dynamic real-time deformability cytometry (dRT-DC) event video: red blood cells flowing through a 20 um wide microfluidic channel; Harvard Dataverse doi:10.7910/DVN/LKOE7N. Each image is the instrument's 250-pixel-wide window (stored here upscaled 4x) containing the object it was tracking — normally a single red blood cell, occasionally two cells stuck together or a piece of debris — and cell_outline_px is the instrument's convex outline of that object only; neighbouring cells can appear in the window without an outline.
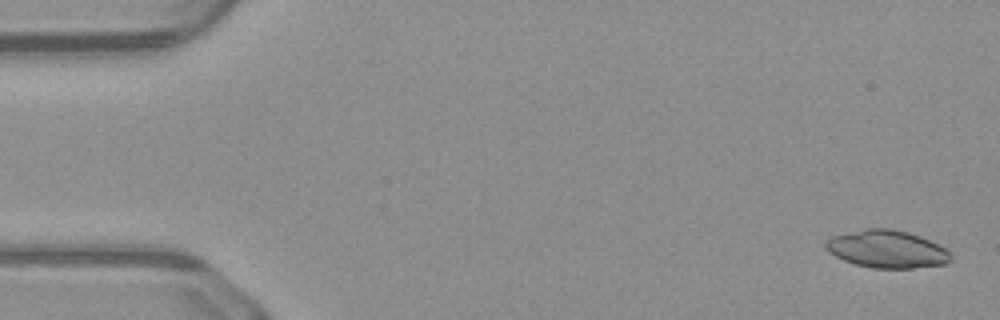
{"species": "common noctule bat (a hibernating species)", "species_latin": "Nyctalus noctula", "temperature_condition": "warm", "stored_images_in_passage": 50, "camera_frame_rate_fps": 3000, "um_per_image_px": 0.085, "animal": {"sex": "male", "body_mass_g": 23.1, "forearm_length_mm": 52.7}, "frame": {"image": 1, "passage_image": 2, "time_ms": 0.333, "image_size_px": [1000, 320], "cell_outline_px": [[952, 260], [944, 264], [912, 268], [872, 268], [856, 264], [844, 260], [828, 252], [824, 248], [824, 244], [832, 236], [868, 228], [892, 228], [908, 232], [920, 236], [940, 244], [952, 256]], "centroid_in_image_um": [75.4, 21.17], "position_along_channel_um": 9.6, "area_um2": 27.4}}